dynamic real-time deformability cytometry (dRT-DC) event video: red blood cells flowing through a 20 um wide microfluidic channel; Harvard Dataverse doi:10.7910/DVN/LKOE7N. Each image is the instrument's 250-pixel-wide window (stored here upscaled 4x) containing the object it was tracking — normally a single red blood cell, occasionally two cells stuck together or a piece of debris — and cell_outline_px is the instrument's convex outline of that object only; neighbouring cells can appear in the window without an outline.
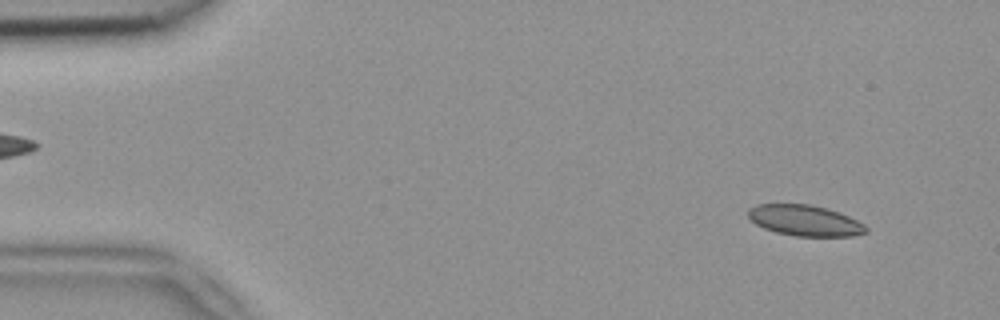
{"species": "common noctule bat (a hibernating species)", "species_latin": "Nyctalus noctula", "temperature_condition": "room temperature", "stored_images_in_passage": 51, "camera_frame_rate_fps": 3000, "um_per_image_px": 0.085, "animal": {"sex": "female", "body_mass_g": 18.4}, "frame": {"image": 1, "passage_image": 4, "time_ms": 1.0, "image_size_px": [1000, 320], "cell_outline_px": [[868, 232], [852, 236], [796, 236], [776, 232], [764, 228], [756, 224], [748, 216], [748, 208], [756, 204], [808, 204], [824, 208], [848, 216], [864, 224], [868, 228]], "centroid_in_image_um": [68.4, 18.74], "position_along_channel_um": 16.6, "area_um2": 20.98}}
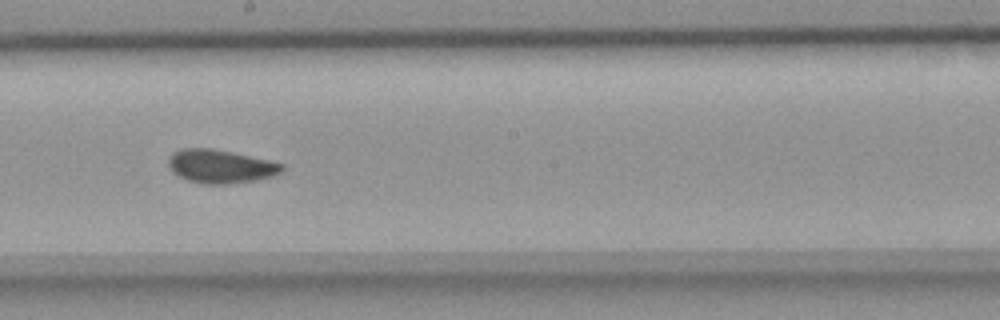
{"frame": {"image": 2, "passage_image": 28, "time_ms": 9.0, "image_size_px": [1000, 320], "cell_outline_px": [[284, 168], [280, 172], [272, 176], [256, 180], [228, 184], [200, 184], [188, 180], [172, 172], [168, 164], [168, 160], [172, 152], [180, 148], [212, 148], [232, 152], [268, 160], [284, 164]], "centroid_in_image_um": [18.71, 14.14], "position_along_channel_um": 229.5, "area_um2": 22.2}}
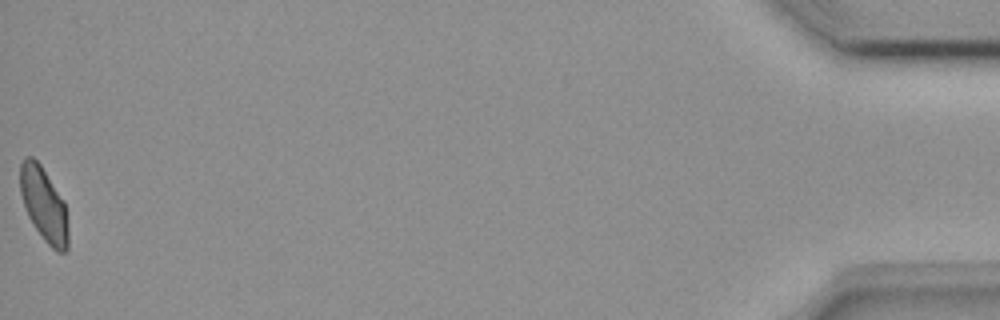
{"frame": {"image": 3, "passage_image": 51, "time_ms": 16.667, "image_size_px": [1000, 320], "cell_outline_px": [[68, 248], [64, 252], [56, 252], [44, 240], [28, 216], [20, 192], [20, 164], [24, 156], [32, 156], [40, 164], [64, 200], [68, 228]], "centroid_in_image_um": [3.73, 17.37], "position_along_channel_um": 431.5, "area_um2": 20.63}, "authors_computed_cell_mechanics": {"area_um2": 21.7906, "velocity_mm_per_s": 3.9177, "shape_relaxation_time_tau1_ms": null, "shape_relaxation_time_tau2_ms": 1.1245, "deformation_change_tau1": null, "deformation_change_tau2": 0.0717}}